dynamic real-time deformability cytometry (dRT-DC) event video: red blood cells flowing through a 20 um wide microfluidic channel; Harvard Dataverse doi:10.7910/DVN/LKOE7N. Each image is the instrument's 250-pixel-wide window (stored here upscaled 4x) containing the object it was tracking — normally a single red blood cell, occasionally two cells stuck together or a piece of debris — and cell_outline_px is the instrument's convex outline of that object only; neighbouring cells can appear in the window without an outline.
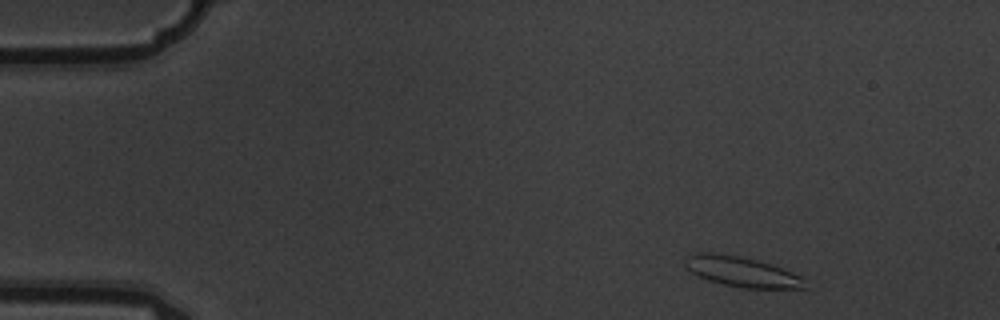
{"species": "common noctule bat (a hibernating species)", "species_latin": "Nyctalus noctula", "temperature_condition": "warm", "stored_images_in_passage": 7, "camera_frame_rate_fps": 3000, "um_per_image_px": 0.085, "animal": {"sex": "male", "body_mass_g": 19.5, "forearm_length_mm": 54.6}, "frame": {"image": 1, "passage_image": 1, "time_ms": 0.0, "image_size_px": [1000, 320], "cell_outline_px": [[808, 288], [740, 288], [708, 280], [684, 268], [684, 256], [696, 252], [712, 252], [740, 256], [756, 260], [792, 272], [800, 276]], "centroid_in_image_um": [62.96, 23.08], "position_along_channel_um": 22.0, "area_um2": 20.98}}
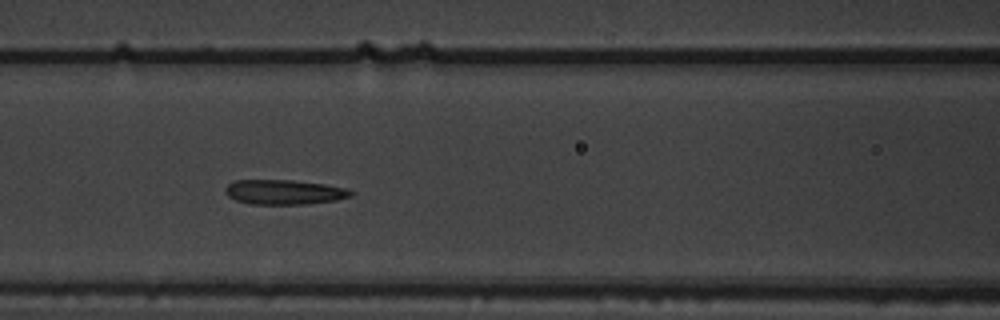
{"frame": {"image": 2, "passage_image": 6, "time_ms": 1.667, "image_size_px": [1000, 320], "cell_outline_px": [[352, 196], [336, 200], [308, 204], [248, 204], [236, 200], [228, 196], [224, 192], [224, 188], [228, 184], [236, 180], [292, 180], [324, 184], [348, 188], [352, 192]], "centroid_in_image_um": [24.14, 16.33], "position_along_channel_um": 142.5, "area_um2": 18.21}}
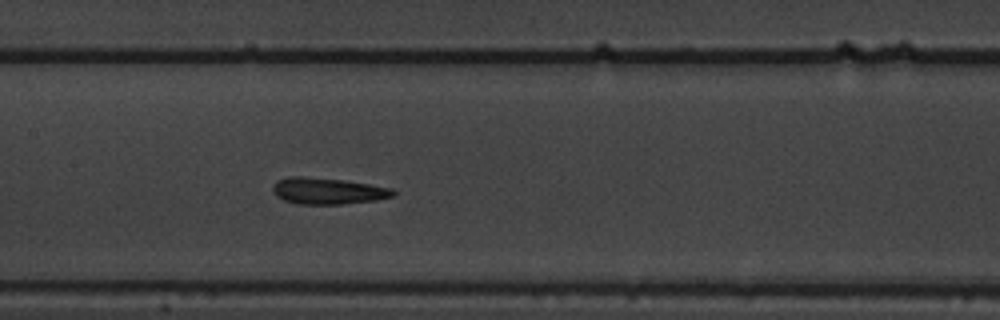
{"frame": {"image": 3, "passage_image": 7, "time_ms": 2.0, "image_size_px": [1000, 320], "cell_outline_px": [[396, 196], [376, 200], [344, 204], [296, 204], [284, 200], [276, 196], [272, 192], [272, 184], [276, 180], [288, 176], [304, 176], [344, 180], [392, 188], [396, 192]], "centroid_in_image_um": [27.83, 16.23], "position_along_channel_um": 179.6, "area_um2": 18.84}}